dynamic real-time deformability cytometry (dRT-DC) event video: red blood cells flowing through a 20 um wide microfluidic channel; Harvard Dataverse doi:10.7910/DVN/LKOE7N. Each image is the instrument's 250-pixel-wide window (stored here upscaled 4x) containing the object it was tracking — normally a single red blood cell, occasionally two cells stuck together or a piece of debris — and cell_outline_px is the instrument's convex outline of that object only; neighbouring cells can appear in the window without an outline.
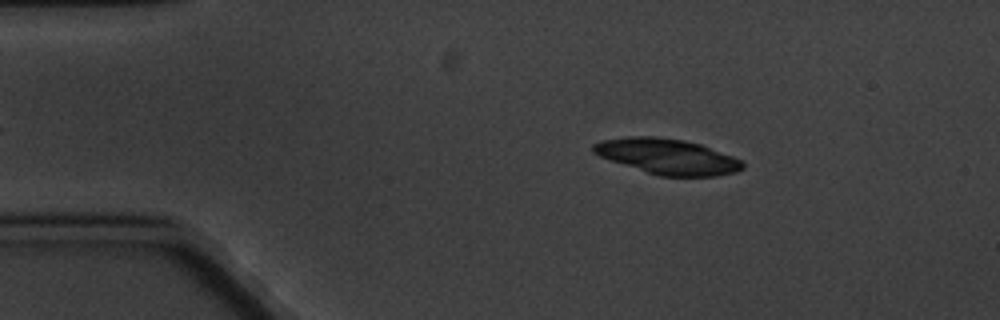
{"species": "common noctule bat (a hibernating species)", "species_latin": "Nyctalus noctula", "temperature_condition": "cold", "stored_images_in_passage": 3, "camera_frame_rate_fps": 3000, "um_per_image_px": 0.085, "animal": {"sex": "male", "body_mass_g": 20.1, "forearm_length_mm": 53.5}, "frame": {"image": 1, "passage_image": 1, "time_ms": 0.0, "image_size_px": [1000, 320], "cell_outline_px": [[744, 168], [736, 172], [716, 176], [660, 176], [600, 156], [592, 152], [592, 144], [604, 140], [628, 136], [652, 136], [680, 140], [700, 144], [732, 156], [740, 160], [744, 164]], "centroid_in_image_um": [56.74, 13.3], "position_along_channel_um": 28.3, "area_um2": 30.29}}